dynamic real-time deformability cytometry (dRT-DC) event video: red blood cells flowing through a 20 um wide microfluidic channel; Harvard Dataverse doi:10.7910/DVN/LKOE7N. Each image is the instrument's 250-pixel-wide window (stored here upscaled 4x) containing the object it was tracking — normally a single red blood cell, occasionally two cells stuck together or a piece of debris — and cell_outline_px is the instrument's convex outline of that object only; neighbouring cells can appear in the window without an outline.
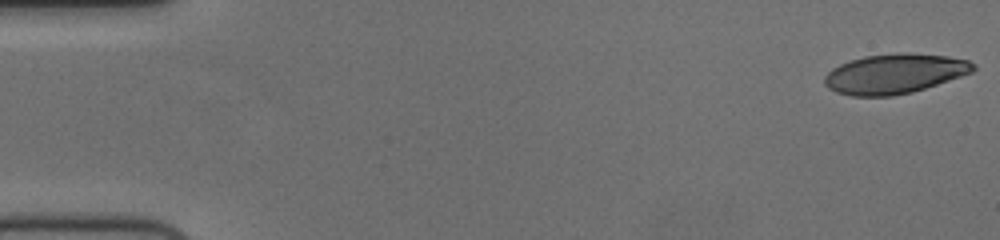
{"species": "human", "species_latin": "Homo sapiens", "temperature_condition": "cold", "stored_images_in_passage": 56, "camera_frame_rate_fps": 3000, "um_per_image_px": 0.085, "donor": {"sex": "female"}, "frame": {"image": 1, "passage_image": 1, "time_ms": 0.0, "image_size_px": [1000, 240], "cell_outline_px": [[976, 68], [972, 72], [912, 92], [892, 96], [852, 96], [836, 92], [828, 88], [824, 84], [824, 76], [832, 68], [840, 64], [864, 56], [948, 56], [968, 60], [976, 64]], "centroid_in_image_um": [75.99, 6.32], "position_along_channel_um": 9.0, "area_um2": 33.12}}
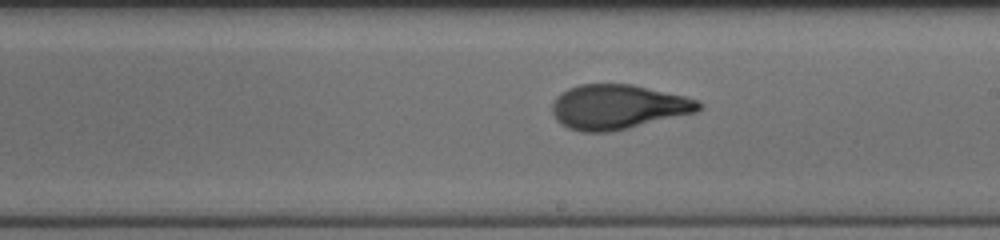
{"frame": {"image": 2, "passage_image": 32, "time_ms": 10.333, "image_size_px": [1000, 240], "cell_outline_px": [[704, 104], [696, 112], [628, 128], [608, 132], [580, 132], [568, 128], [560, 124], [556, 120], [552, 112], [552, 100], [560, 92], [568, 88], [580, 84], [632, 84], [684, 96], [696, 100]], "centroid_in_image_um": [52.46, 9.08], "position_along_channel_um": 236.5, "area_um2": 38.15}}
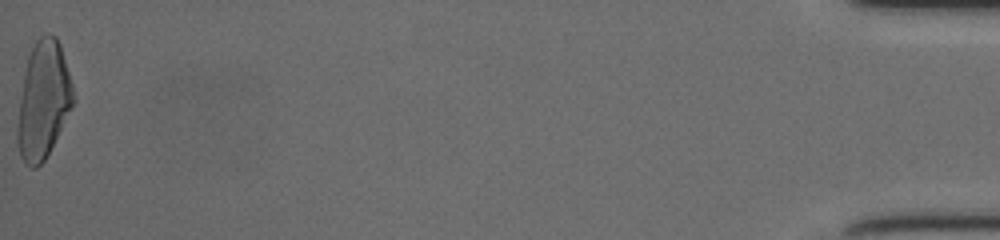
{"frame": {"image": 3, "passage_image": 56, "time_ms": 18.333, "image_size_px": [1000, 240], "cell_outline_px": [[76, 100], [44, 160], [36, 168], [32, 168], [24, 164], [20, 156], [16, 140], [16, 128], [24, 72], [28, 56], [36, 40], [40, 36], [48, 32], [56, 36], [60, 44], [72, 84]], "centroid_in_image_um": [3.67, 8.52], "position_along_channel_um": 431.5, "area_um2": 38.09}, "authors_computed_cell_mechanics": {"area_um2": 36.7897, "velocity_mm_per_s": 3.7218, "shape_relaxation_time_tau1_ms": 5.2016, "shape_relaxation_time_tau2_ms": 1.1743, "deformation_change_tau1": 0.2178, "deformation_change_tau2": 0.079}}